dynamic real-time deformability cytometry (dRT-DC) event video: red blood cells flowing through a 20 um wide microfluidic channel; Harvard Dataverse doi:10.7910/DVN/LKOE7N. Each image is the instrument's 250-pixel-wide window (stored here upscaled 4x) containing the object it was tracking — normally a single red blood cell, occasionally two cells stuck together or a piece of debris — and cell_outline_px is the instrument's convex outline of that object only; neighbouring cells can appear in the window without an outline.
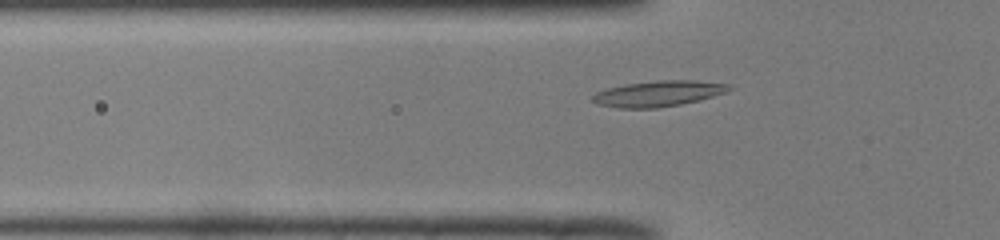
{"species": "common noctule bat (a hibernating species)", "species_latin": "Nyctalus noctula", "temperature_condition": "room temperature", "stored_images_in_passage": 41, "camera_frame_rate_fps": 3000, "um_per_image_px": 0.085, "animal": {"sex": "male", "body_mass_g": 19.0, "forearm_length_mm": 50.8}, "frame": {"image": 1, "passage_image": 7, "time_ms": 2.0, "image_size_px": [1000, 240], "cell_outline_px": [[736, 88], [728, 92], [700, 100], [680, 104], [656, 108], [620, 108], [596, 104], [592, 100], [592, 96], [596, 92], [608, 88], [624, 84], [656, 80], [696, 80], [728, 84]], "centroid_in_image_um": [56.0, 7.95], "position_along_channel_um": 69.8, "area_um2": 20.69}}
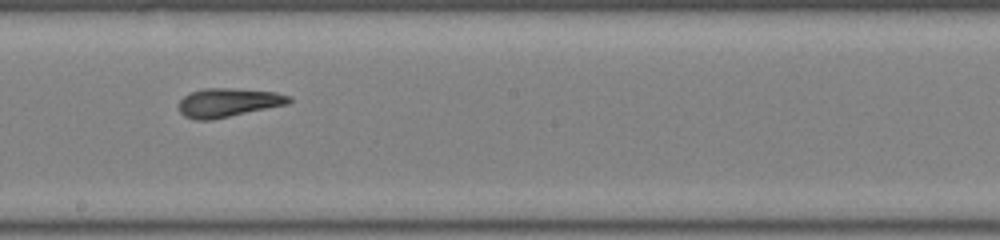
{"frame": {"image": 2, "passage_image": 19, "time_ms": 6.0, "image_size_px": [1000, 240], "cell_outline_px": [[292, 100], [288, 104], [212, 120], [196, 120], [184, 116], [180, 112], [180, 100], [184, 96], [192, 92], [204, 88], [232, 88], [276, 92], [292, 96]], "centroid_in_image_um": [19.42, 8.72], "position_along_channel_um": 228.8, "area_um2": 18.5}}
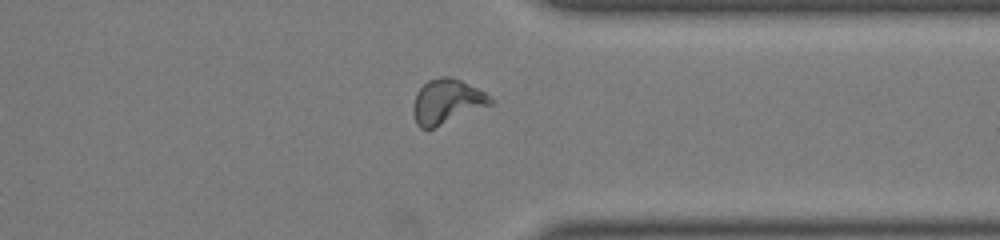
{"frame": {"image": 3, "passage_image": 30, "time_ms": 9.667, "image_size_px": [1000, 240], "cell_outline_px": [[496, 100], [492, 104], [432, 128], [420, 128], [416, 124], [412, 112], [412, 108], [416, 92], [428, 80], [440, 76], [448, 76], [460, 80], [492, 96]], "centroid_in_image_um": [37.97, 8.62], "position_along_channel_um": 373.4, "area_um2": 19.94}, "authors_computed_cell_mechanics": {"area_um2": 18.6694, "velocity_mm_per_s": 3.9904, "shape_relaxation_time_tau1_ms": 4.7894, "shape_relaxation_time_tau2_ms": 1.9401, "deformation_change_tau1": 0.186, "deformation_change_tau2": 0.1071}}